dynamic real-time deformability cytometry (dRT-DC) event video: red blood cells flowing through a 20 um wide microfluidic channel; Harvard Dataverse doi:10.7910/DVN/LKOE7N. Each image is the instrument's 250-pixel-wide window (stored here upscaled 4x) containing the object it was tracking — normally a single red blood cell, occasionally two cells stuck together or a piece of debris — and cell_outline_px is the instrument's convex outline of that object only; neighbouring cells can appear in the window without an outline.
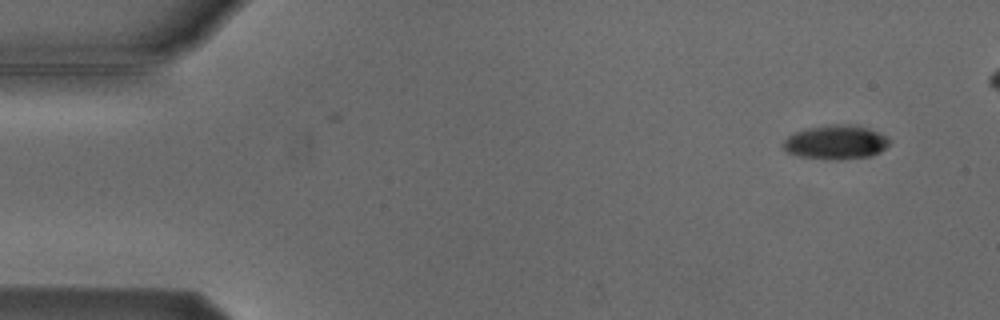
{"species": "Egyptian fruit bat (a non-hibernating species)", "species_latin": "Rousettus aegyptiacus", "temperature_condition": "cold", "stored_images_in_passage": 6, "camera_frame_rate_fps": 3000, "um_per_image_px": 0.085, "animal": {"sex": "male"}, "frame": {"image": 1, "passage_image": 1, "time_ms": 0.0, "image_size_px": [1000, 320], "cell_outline_px": [[892, 140], [880, 152], [872, 156], [840, 160], [824, 160], [796, 156], [788, 152], [784, 148], [784, 140], [788, 136], [796, 132], [808, 128], [836, 124], [856, 124], [868, 128], [888, 136]], "centroid_in_image_um": [71.08, 12.1], "position_along_channel_um": 13.9, "area_um2": 21.39}}
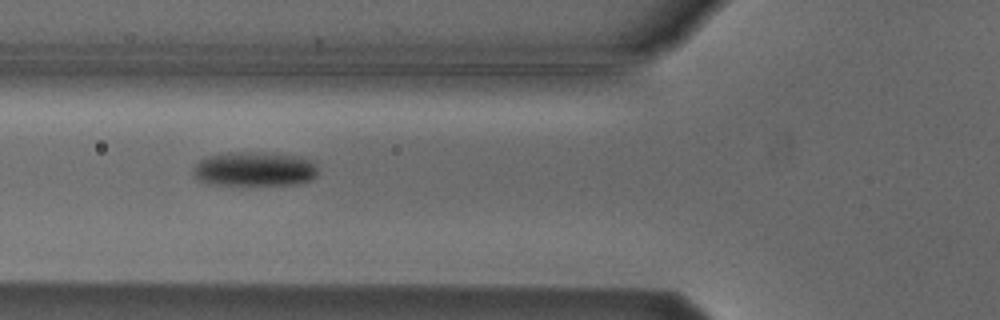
{"frame": {"image": 2, "passage_image": 5, "time_ms": 5.333, "image_size_px": [1000, 320], "cell_outline_px": [[316, 176], [312, 180], [296, 184], [208, 184], [196, 180], [192, 176], [192, 168], [204, 156], [232, 152], [268, 152], [300, 156], [316, 164]], "centroid_in_image_um": [21.58, 14.35], "position_along_channel_um": 104.2, "area_um2": 25.26}}
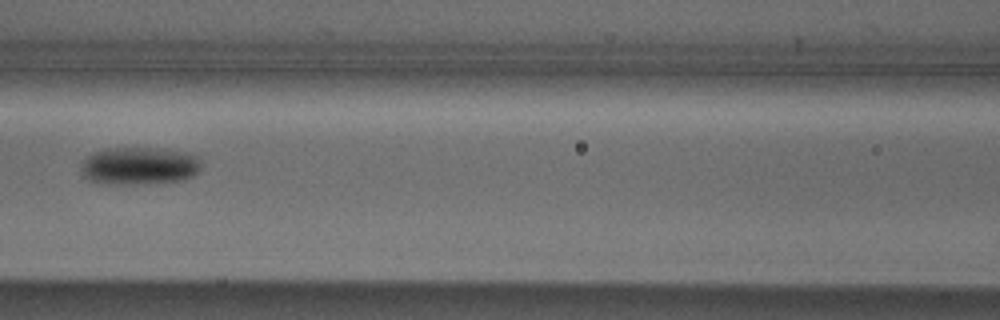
{"frame": {"image": 3, "passage_image": 6, "time_ms": 6.667, "image_size_px": [1000, 320], "cell_outline_px": [[200, 168], [192, 176], [184, 180], [140, 184], [100, 184], [88, 180], [84, 176], [80, 168], [80, 164], [92, 152], [108, 148], [160, 148], [184, 152], [196, 156], [200, 160]], "centroid_in_image_um": [11.79, 14.1], "position_along_channel_um": 154.8, "area_um2": 26.59}}